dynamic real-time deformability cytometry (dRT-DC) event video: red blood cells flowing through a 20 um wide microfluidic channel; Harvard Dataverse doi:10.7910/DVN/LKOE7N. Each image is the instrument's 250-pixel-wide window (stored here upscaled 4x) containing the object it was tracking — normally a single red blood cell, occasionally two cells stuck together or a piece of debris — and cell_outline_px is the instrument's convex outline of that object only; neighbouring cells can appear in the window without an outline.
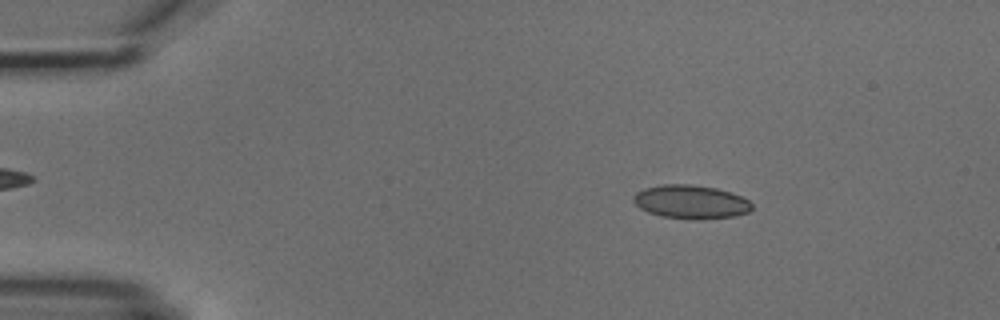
{"species": "common noctule bat (a hibernating species)", "species_latin": "Nyctalus noctula", "temperature_condition": "cold", "stored_images_in_passage": 3, "camera_frame_rate_fps": 3000, "um_per_image_px": 0.085, "animal": {"sex": "male", "body_mass_g": 18.8}, "frame": {"image": 1, "passage_image": 1, "time_ms": 0.0, "image_size_px": [1000, 320], "cell_outline_px": [[752, 208], [748, 212], [736, 216], [704, 220], [696, 220], [660, 216], [648, 212], [640, 208], [632, 200], [632, 196], [636, 192], [644, 188], [664, 184], [692, 184], [716, 188], [732, 192], [748, 200], [752, 204]], "centroid_in_image_um": [58.72, 17.17], "position_along_channel_um": 26.3, "area_um2": 23.52}}